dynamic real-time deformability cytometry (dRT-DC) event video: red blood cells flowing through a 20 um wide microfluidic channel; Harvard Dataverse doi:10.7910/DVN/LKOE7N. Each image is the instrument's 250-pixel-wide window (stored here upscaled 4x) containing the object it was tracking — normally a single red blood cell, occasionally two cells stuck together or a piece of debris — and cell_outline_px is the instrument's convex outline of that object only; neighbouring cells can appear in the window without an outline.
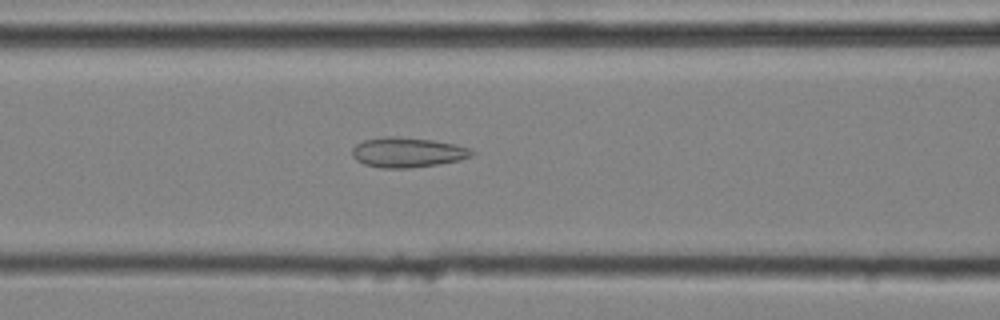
{"species": "common noctule bat (a hibernating species)", "species_latin": "Nyctalus noctula", "temperature_condition": "cold", "stored_images_in_passage": 22, "camera_frame_rate_fps": 3000, "um_per_image_px": 0.085, "animal": {"sex": "male", "body_mass_g": 20.4}, "frame": {"image": 1, "passage_image": 5, "time_ms": 1.333, "image_size_px": [1000, 320], "cell_outline_px": [[476, 152], [472, 156], [460, 160], [436, 164], [408, 168], [380, 168], [364, 164], [356, 160], [352, 156], [352, 148], [356, 144], [364, 140], [388, 136], [396, 136], [432, 140], [452, 144], [468, 148]], "centroid_in_image_um": [34.6, 12.95], "position_along_channel_um": 132.0, "area_um2": 20.75}}
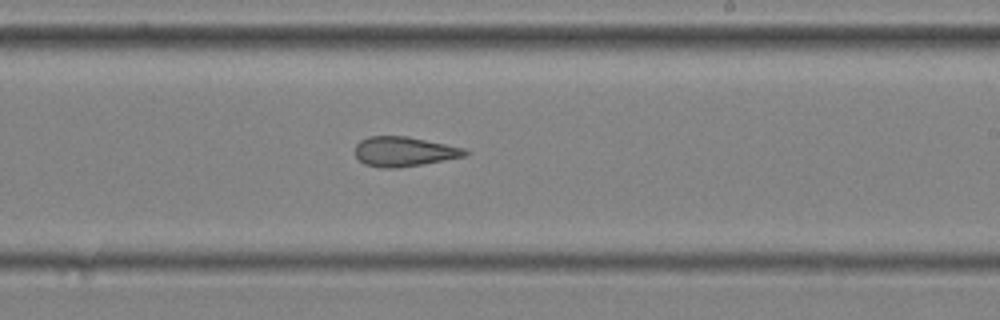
{"frame": {"image": 2, "passage_image": 14, "time_ms": 4.333, "image_size_px": [1000, 320], "cell_outline_px": [[468, 152], [464, 156], [444, 160], [396, 168], [380, 168], [364, 164], [356, 156], [356, 144], [360, 140], [368, 136], [408, 136], [464, 148]], "centroid_in_image_um": [34.3, 12.87], "position_along_channel_um": 254.7, "area_um2": 18.84}}
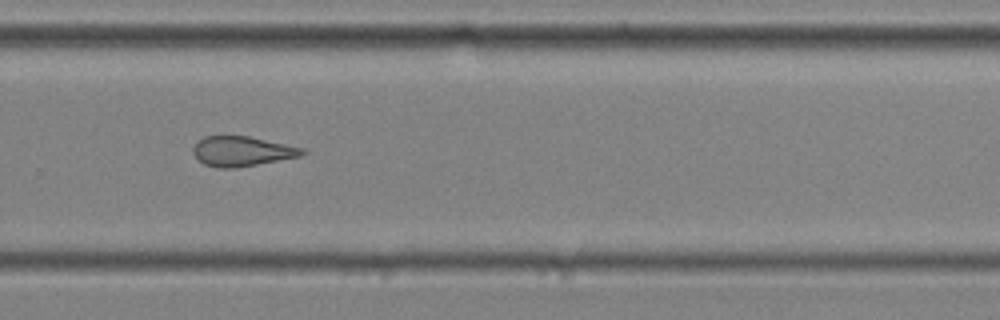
{"frame": {"image": 3, "passage_image": 18, "time_ms": 5.667, "image_size_px": [1000, 320], "cell_outline_px": [[308, 152], [300, 156], [236, 168], [220, 168], [204, 164], [192, 152], [192, 148], [204, 136], [248, 136], [304, 148]], "centroid_in_image_um": [20.58, 12.86], "position_along_channel_um": 309.2, "area_um2": 18.79}}